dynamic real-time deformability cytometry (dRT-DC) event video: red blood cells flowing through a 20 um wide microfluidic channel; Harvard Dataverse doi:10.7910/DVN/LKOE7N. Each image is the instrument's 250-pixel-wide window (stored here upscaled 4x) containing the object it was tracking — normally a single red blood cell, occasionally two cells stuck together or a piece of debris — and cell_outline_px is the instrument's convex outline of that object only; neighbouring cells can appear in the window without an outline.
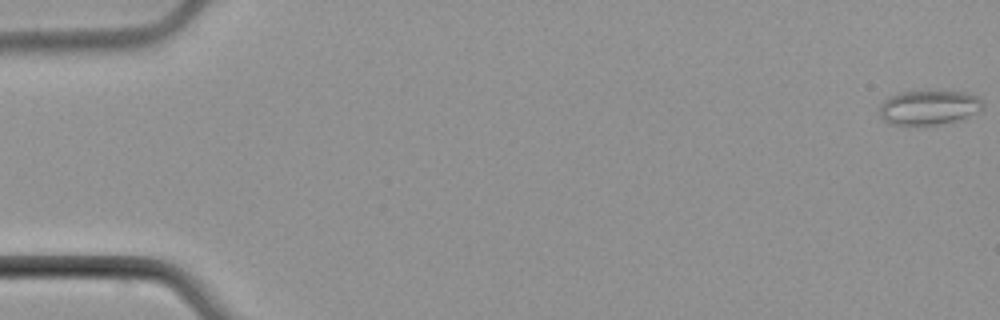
{"species": "common noctule bat (a hibernating species)", "species_latin": "Nyctalus noctula", "temperature_condition": "cold", "stored_images_in_passage": 5, "camera_frame_rate_fps": 3000, "um_per_image_px": 0.085, "animal": {"sex": "male", "body_mass_g": 21.5, "forearm_length_mm": 52.0}, "frame": {"image": 1, "passage_image": 1, "time_ms": 0.0, "image_size_px": [1000, 320], "cell_outline_px": [[984, 104], [976, 112], [968, 116], [956, 120], [936, 124], [888, 124], [880, 116], [880, 104], [888, 96], [900, 92], [968, 92], [980, 96]], "centroid_in_image_um": [78.94, 9.12], "position_along_channel_um": 6.1, "area_um2": 20.46}}